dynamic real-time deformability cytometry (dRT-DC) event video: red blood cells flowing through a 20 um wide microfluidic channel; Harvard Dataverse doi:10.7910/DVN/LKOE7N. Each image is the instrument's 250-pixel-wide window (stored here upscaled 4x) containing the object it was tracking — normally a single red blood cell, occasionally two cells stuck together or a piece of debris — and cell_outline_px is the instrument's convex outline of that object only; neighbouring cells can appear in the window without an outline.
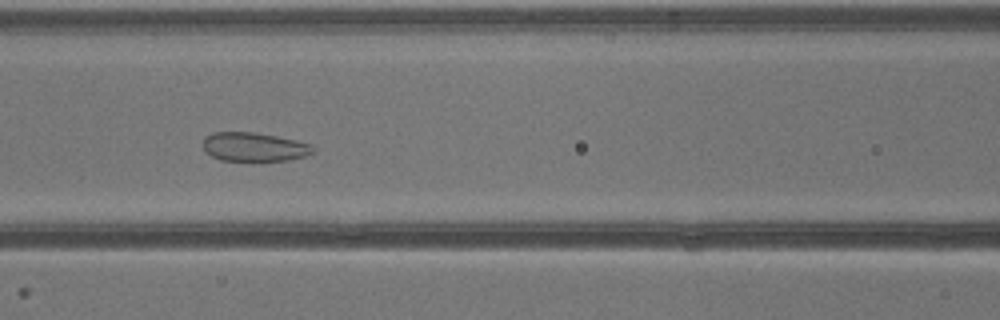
{"species": "common noctule bat (a hibernating species)", "species_latin": "Nyctalus noctula", "temperature_condition": "warm", "stored_images_in_passage": 32, "camera_frame_rate_fps": 3000, "um_per_image_px": 0.085, "animal": {"sex": "male", "body_mass_g": 13.3}, "frame": {"image": 1, "passage_image": 10, "time_ms": 3.0, "image_size_px": [1000, 320], "cell_outline_px": [[316, 148], [312, 152], [304, 156], [288, 160], [220, 160], [212, 156], [204, 148], [204, 136], [212, 132], [252, 132], [276, 136], [296, 140], [312, 144]], "centroid_in_image_um": [21.61, 12.47], "position_along_channel_um": 145.0, "area_um2": 18.32}}
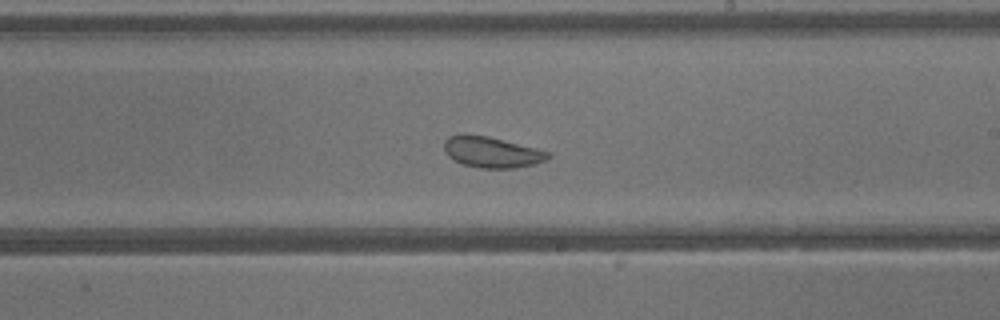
{"frame": {"image": 2, "passage_image": 16, "time_ms": 5.0, "image_size_px": [1000, 320], "cell_outline_px": [[552, 156], [548, 160], [536, 164], [516, 168], [480, 168], [464, 164], [448, 156], [444, 152], [444, 140], [448, 136], [464, 132], [488, 136], [552, 152]], "centroid_in_image_um": [41.82, 12.91], "position_along_channel_um": 247.2, "area_um2": 19.13}}
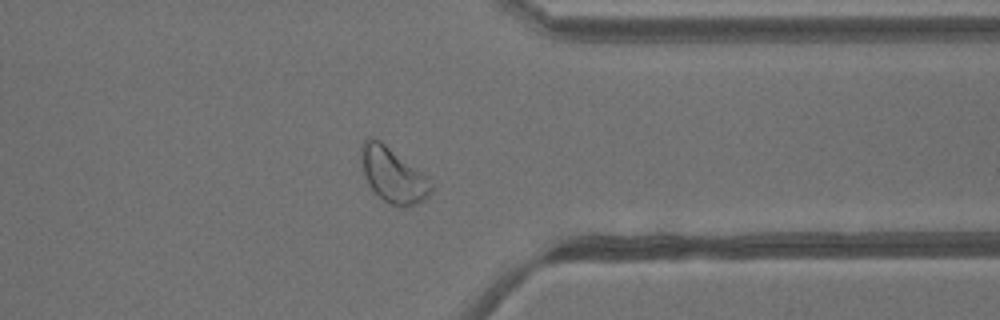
{"frame": {"image": 3, "passage_image": 24, "time_ms": 7.667, "image_size_px": [1000, 320], "cell_outline_px": [[432, 192], [424, 200], [416, 204], [404, 208], [400, 208], [388, 204], [368, 184], [360, 160], [360, 148], [364, 140], [372, 136], [380, 140], [428, 176], [432, 184]], "centroid_in_image_um": [33.42, 14.88], "position_along_channel_um": 378.0, "area_um2": 22.6}}